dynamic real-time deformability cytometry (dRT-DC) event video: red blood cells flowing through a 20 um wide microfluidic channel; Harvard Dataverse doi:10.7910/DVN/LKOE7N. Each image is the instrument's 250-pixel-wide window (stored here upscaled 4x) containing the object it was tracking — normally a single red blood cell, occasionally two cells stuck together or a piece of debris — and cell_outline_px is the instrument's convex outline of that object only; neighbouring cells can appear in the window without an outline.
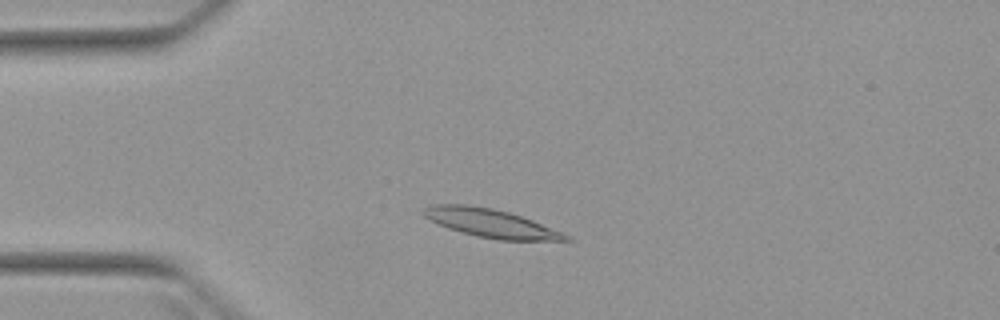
{"species": "Egyptian fruit bat (a non-hibernating species)", "species_latin": "Rousettus aegyptiacus", "temperature_condition": "warm", "stored_images_in_passage": 6, "camera_frame_rate_fps": 3000, "um_per_image_px": 0.085, "animal": {"sex": "female"}, "frame": {"image": 1, "passage_image": 3, "time_ms": 2.333, "image_size_px": [1000, 320], "cell_outline_px": [[572, 240], [500, 240], [476, 236], [448, 228], [424, 216], [424, 208], [436, 204], [468, 204], [492, 208], [508, 212], [532, 220], [572, 236]], "centroid_in_image_um": [41.75, 18.97], "position_along_channel_um": 43.3, "area_um2": 23.18}}
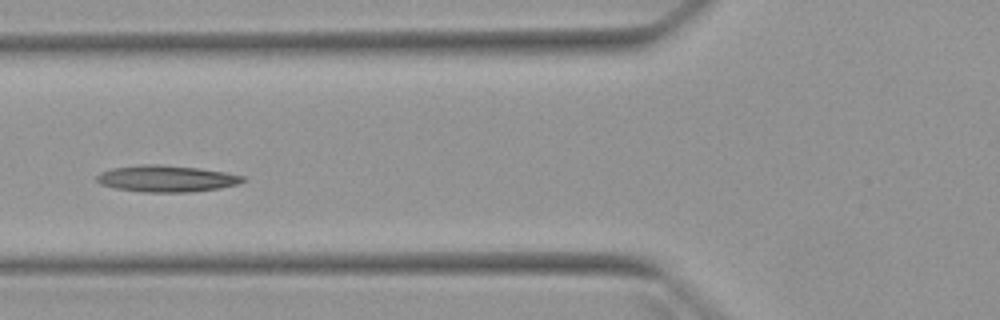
{"frame": {"image": 2, "passage_image": 5, "time_ms": 4.667, "image_size_px": [1000, 320], "cell_outline_px": [[248, 180], [236, 184], [220, 188], [188, 192], [144, 192], [116, 188], [100, 184], [96, 180], [96, 176], [100, 172], [112, 168], [144, 164], [160, 164], [200, 168], [224, 172], [244, 176]], "centroid_in_image_um": [14.15, 15.18], "position_along_channel_um": 111.7, "area_um2": 22.6}}
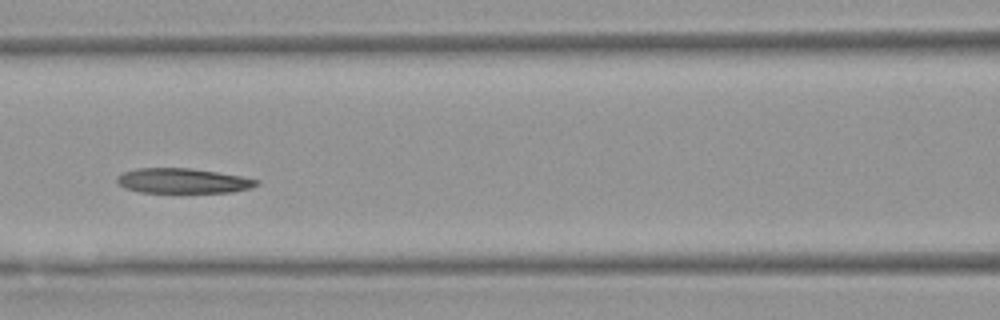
{"frame": {"image": 3, "passage_image": 6, "time_ms": 5.667, "image_size_px": [1000, 320], "cell_outline_px": [[260, 184], [252, 188], [232, 192], [140, 192], [124, 188], [116, 180], [116, 176], [124, 172], [136, 168], [192, 168], [240, 176], [260, 180]], "centroid_in_image_um": [15.56, 15.37], "position_along_channel_um": 151.0, "area_um2": 20.29}}